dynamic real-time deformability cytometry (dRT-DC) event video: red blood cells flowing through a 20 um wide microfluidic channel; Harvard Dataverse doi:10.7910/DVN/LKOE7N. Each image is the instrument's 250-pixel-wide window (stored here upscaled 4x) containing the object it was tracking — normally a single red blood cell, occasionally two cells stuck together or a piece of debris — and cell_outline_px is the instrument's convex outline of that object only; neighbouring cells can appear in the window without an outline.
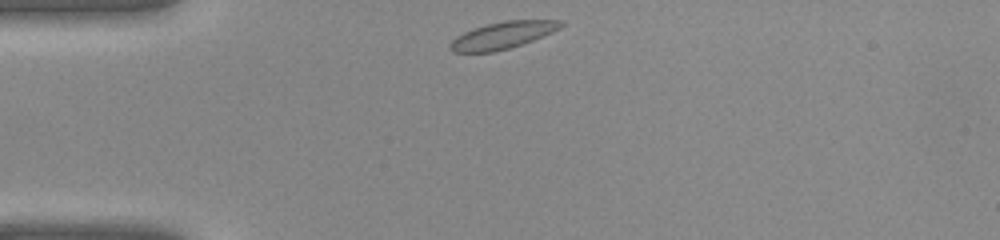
{"species": "common noctule bat (a hibernating species)", "species_latin": "Nyctalus noctula", "temperature_condition": "warm", "stored_images_in_passage": 32, "camera_frame_rate_fps": 3000, "um_per_image_px": 0.085, "animal": {"sex": "female", "body_mass_g": 22.0, "forearm_length_mm": 56.7}, "frame": {"image": 1, "passage_image": 1, "time_ms": 0.0, "image_size_px": [1000, 240], "cell_outline_px": [[564, 24], [560, 28], [552, 32], [532, 40], [508, 48], [492, 52], [452, 52], [448, 48], [448, 44], [456, 36], [464, 32], [488, 24], [504, 20], [564, 20]], "centroid_in_image_um": [42.71, 2.99], "position_along_channel_um": 42.3, "area_um2": 17.22}}
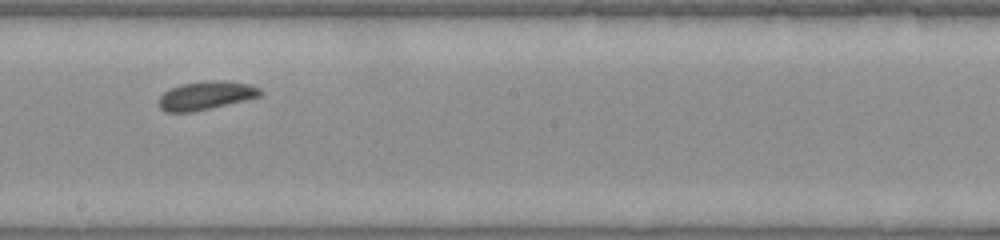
{"frame": {"image": 2, "passage_image": 14, "time_ms": 4.333, "image_size_px": [1000, 240], "cell_outline_px": [[264, 92], [260, 96], [244, 100], [192, 112], [164, 112], [156, 104], [160, 96], [168, 88], [180, 84], [212, 80], [224, 80], [248, 84], [260, 88]], "centroid_in_image_um": [17.45, 8.11], "position_along_channel_um": 230.8, "area_um2": 16.94}}
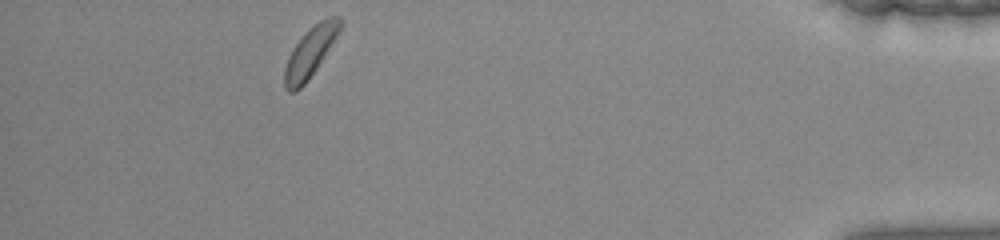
{"frame": {"image": 3, "passage_image": 28, "time_ms": 9.0, "image_size_px": [1000, 240], "cell_outline_px": [[344, 24], [340, 32], [308, 80], [296, 92], [288, 92], [284, 88], [284, 68], [288, 56], [296, 44], [308, 28], [320, 20], [328, 16], [340, 16]], "centroid_in_image_um": [26.39, 4.41], "position_along_channel_um": 408.8, "area_um2": 16.24}}